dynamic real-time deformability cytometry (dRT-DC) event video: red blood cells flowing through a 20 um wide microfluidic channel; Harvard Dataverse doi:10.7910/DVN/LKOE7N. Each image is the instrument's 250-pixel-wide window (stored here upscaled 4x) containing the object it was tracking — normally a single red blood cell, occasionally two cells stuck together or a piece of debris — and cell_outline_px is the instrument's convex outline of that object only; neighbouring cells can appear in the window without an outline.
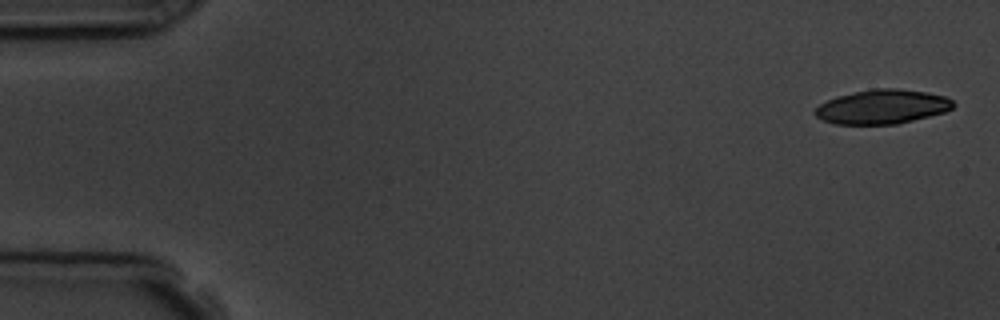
{"species": "common noctule bat (a hibernating species)", "species_latin": "Nyctalus noctula", "temperature_condition": "room temperature", "stored_images_in_passage": 4, "camera_frame_rate_fps": 3000, "um_per_image_px": 0.085, "animal": {"sex": "male", "body_mass_g": 19.5, "forearm_length_mm": 54.6}, "frame": {"image": 1, "passage_image": 1, "time_ms": 0.0, "image_size_px": [1000, 320], "cell_outline_px": [[956, 104], [952, 108], [944, 112], [896, 124], [836, 124], [824, 120], [816, 116], [812, 112], [820, 104], [836, 96], [872, 88], [896, 88], [928, 92], [944, 96], [952, 100]], "centroid_in_image_um": [74.99, 9.06], "position_along_channel_um": 10.0, "area_um2": 27.51}}